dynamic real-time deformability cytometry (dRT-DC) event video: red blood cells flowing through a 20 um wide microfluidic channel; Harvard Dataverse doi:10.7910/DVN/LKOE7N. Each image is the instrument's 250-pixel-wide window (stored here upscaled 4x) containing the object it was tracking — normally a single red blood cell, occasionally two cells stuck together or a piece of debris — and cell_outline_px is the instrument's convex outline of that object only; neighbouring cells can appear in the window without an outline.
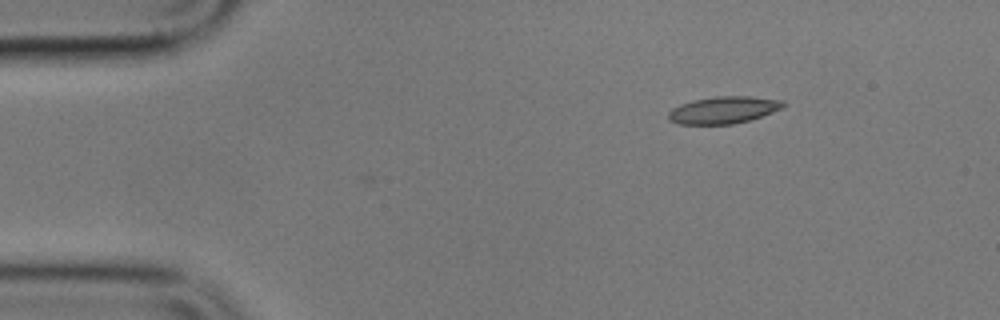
{"species": "common noctule bat (a hibernating species)", "species_latin": "Nyctalus noctula", "temperature_condition": "cold", "stored_images_in_passage": 39, "camera_frame_rate_fps": 3000, "um_per_image_px": 0.085, "animal": {"sex": "male", "body_mass_g": 17.9}, "frame": {"image": 1, "passage_image": 1, "time_ms": 0.0, "image_size_px": [1000, 320], "cell_outline_px": [[788, 104], [784, 108], [748, 120], [732, 124], [680, 124], [668, 120], [668, 112], [672, 108], [680, 104], [692, 100], [716, 96], [748, 96], [784, 100]], "centroid_in_image_um": [61.51, 9.34], "position_along_channel_um": 23.5, "area_um2": 18.21}}
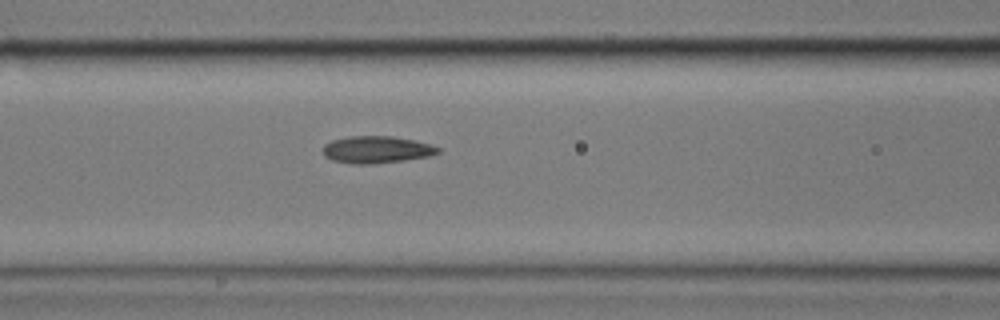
{"frame": {"image": 2, "passage_image": 16, "time_ms": 5.0, "image_size_px": [1000, 320], "cell_outline_px": [[440, 152], [428, 156], [404, 160], [372, 164], [352, 164], [332, 160], [324, 156], [324, 144], [332, 140], [348, 136], [392, 136], [412, 140], [428, 144], [440, 148]], "centroid_in_image_um": [31.97, 12.72], "position_along_channel_um": 134.6, "area_um2": 18.03}}
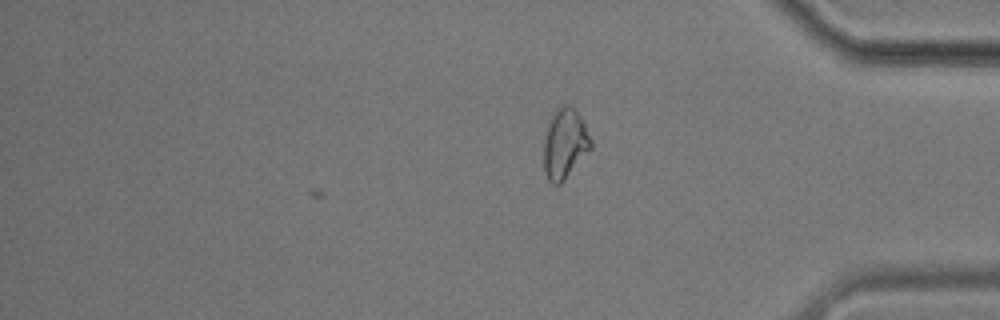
{"frame": {"image": 3, "passage_image": 39, "time_ms": 12.667, "image_size_px": [1000, 320], "cell_outline_px": [[592, 148], [564, 180], [560, 184], [552, 184], [548, 180], [544, 172], [544, 140], [548, 124], [556, 108], [564, 104], [572, 104], [580, 116], [592, 140]], "centroid_in_image_um": [48.01, 12.2], "position_along_channel_um": 387.2, "area_um2": 19.31}, "authors_computed_cell_mechanics": {"area_um2": 17.9758, "velocity_mm_per_s": 3.5344, "shape_relaxation_time_tau1_ms": 3.9306, "shape_relaxation_time_tau2_ms": 2.5236, "deformation_change_tau1": 0.1159, "deformation_change_tau2": 0.0853}}